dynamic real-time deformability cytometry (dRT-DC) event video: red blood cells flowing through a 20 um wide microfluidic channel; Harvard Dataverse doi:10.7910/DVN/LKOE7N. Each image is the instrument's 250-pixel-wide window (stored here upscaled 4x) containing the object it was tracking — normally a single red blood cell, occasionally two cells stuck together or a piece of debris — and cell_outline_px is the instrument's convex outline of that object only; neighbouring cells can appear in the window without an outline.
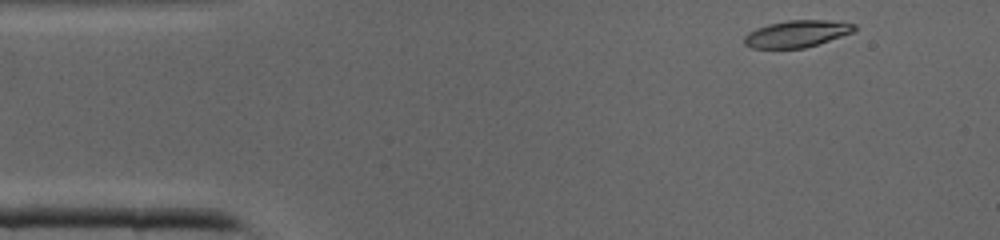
{"species": "common noctule bat (a hibernating species)", "species_latin": "Nyctalus noctula", "temperature_condition": "cold", "stored_images_in_passage": 38, "camera_frame_rate_fps": 3000, "um_per_image_px": 0.085, "animal": {"sex": "male", "body_mass_g": 19.0, "forearm_length_mm": 50.8}, "frame": {"image": 1, "passage_image": 1, "time_ms": 0.0, "image_size_px": [1000, 240], "cell_outline_px": [[856, 28], [852, 32], [804, 48], [752, 48], [744, 44], [744, 36], [748, 32], [756, 28], [768, 24], [788, 20], [824, 20], [856, 24]], "centroid_in_image_um": [67.67, 2.87], "position_along_channel_um": 17.3, "area_um2": 16.99}}
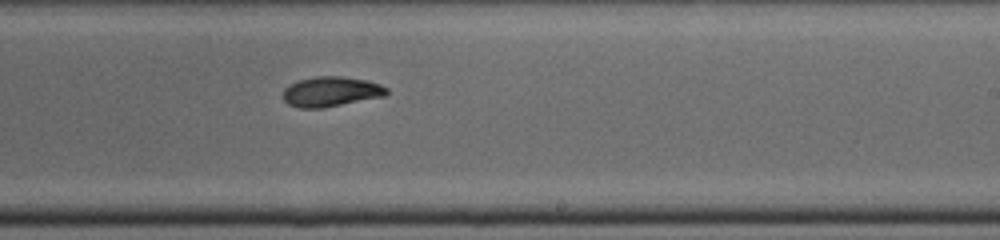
{"frame": {"image": 2, "passage_image": 21, "time_ms": 6.667, "image_size_px": [1000, 240], "cell_outline_px": [[388, 92], [384, 96], [324, 108], [300, 108], [288, 104], [284, 100], [284, 88], [300, 80], [316, 76], [340, 76], [368, 80], [380, 84], [388, 88]], "centroid_in_image_um": [28.16, 7.79], "position_along_channel_um": 260.8, "area_um2": 18.03}}
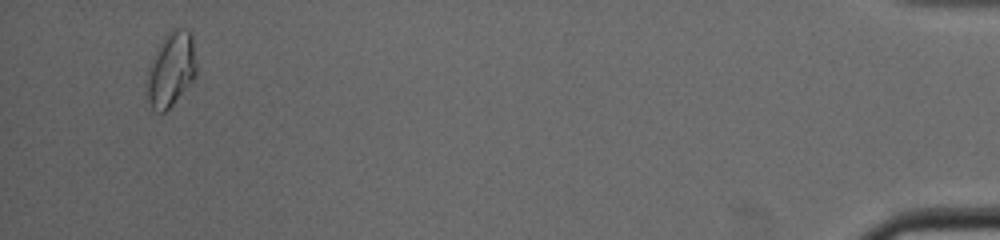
{"frame": {"image": 3, "passage_image": 36, "time_ms": 11.667, "image_size_px": [1000, 240], "cell_outline_px": [[196, 76], [172, 104], [164, 112], [156, 112], [152, 108], [144, 92], [144, 80], [148, 68], [156, 48], [164, 36], [172, 28], [184, 28], [192, 36], [196, 60]], "centroid_in_image_um": [14.48, 5.9], "position_along_channel_um": 420.7, "area_um2": 21.85}}